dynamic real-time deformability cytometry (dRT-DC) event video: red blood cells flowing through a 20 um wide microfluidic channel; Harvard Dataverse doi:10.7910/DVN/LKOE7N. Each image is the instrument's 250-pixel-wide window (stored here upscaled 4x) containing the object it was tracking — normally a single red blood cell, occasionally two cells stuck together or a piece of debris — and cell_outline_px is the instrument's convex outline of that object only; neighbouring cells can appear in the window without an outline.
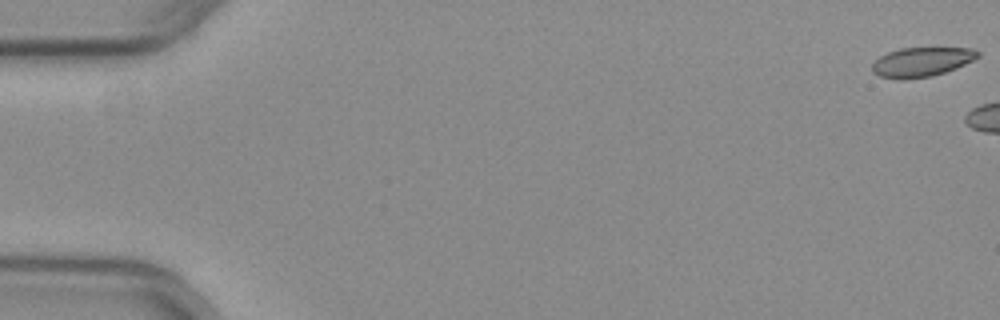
{"species": "common noctule bat (a hibernating species)", "species_latin": "Nyctalus noctula", "temperature_condition": "warm", "stored_images_in_passage": 6, "camera_frame_rate_fps": 3000, "um_per_image_px": 0.085, "animal": {"sex": "female", "body_mass_g": 29.2, "forearm_length_mm": 56.3}, "frame": {"image": 1, "passage_image": 1, "time_ms": 0.0, "image_size_px": [1000, 320], "cell_outline_px": [[980, 56], [956, 68], [932, 76], [904, 80], [880, 76], [872, 72], [872, 64], [880, 56], [888, 52], [900, 48], [976, 48], [980, 52]], "centroid_in_image_um": [78.34, 5.26], "position_along_channel_um": 6.7, "area_um2": 18.09}}